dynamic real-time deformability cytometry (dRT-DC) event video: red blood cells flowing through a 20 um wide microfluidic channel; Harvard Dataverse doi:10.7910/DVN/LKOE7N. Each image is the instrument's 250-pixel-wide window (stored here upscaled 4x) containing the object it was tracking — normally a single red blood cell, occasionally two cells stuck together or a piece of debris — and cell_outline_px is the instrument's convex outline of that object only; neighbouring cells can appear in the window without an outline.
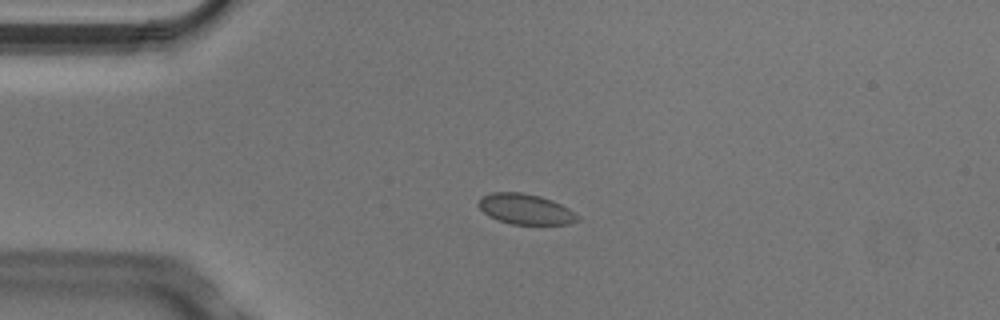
{"species": "Egyptian fruit bat (a non-hibernating species)", "species_latin": "Rousettus aegyptiacus", "temperature_condition": "cold", "stored_images_in_passage": 5, "camera_frame_rate_fps": 3000, "um_per_image_px": 0.085, "animal": {"sex": "male"}, "frame": {"image": 1, "passage_image": 4, "time_ms": 1.0, "image_size_px": [1000, 320], "cell_outline_px": [[580, 220], [568, 224], [512, 224], [488, 216], [476, 204], [484, 196], [492, 192], [520, 192], [540, 196], [552, 200], [568, 208], [580, 216]], "centroid_in_image_um": [44.69, 17.78], "position_along_channel_um": 40.3, "area_um2": 17.46}}